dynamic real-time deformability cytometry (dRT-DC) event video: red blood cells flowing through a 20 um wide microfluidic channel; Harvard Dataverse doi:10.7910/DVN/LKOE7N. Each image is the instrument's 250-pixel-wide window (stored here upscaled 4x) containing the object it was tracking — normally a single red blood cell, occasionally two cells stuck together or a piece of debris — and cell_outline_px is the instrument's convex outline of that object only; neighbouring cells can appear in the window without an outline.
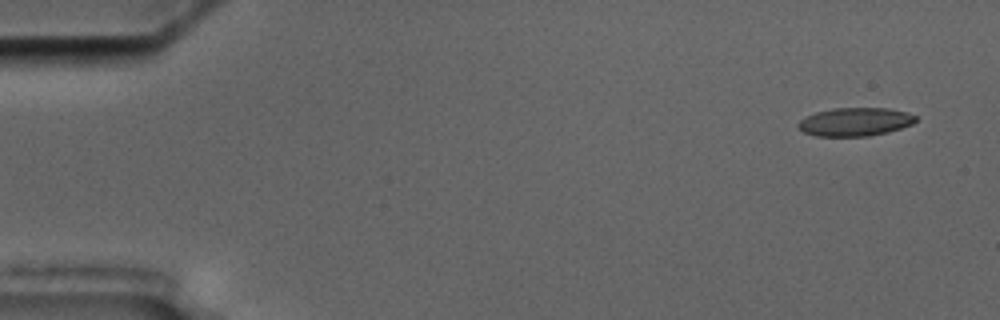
{"species": "common noctule bat (a hibernating species)", "species_latin": "Nyctalus noctula", "temperature_condition": "cold", "stored_images_in_passage": 15, "camera_frame_rate_fps": 3000, "um_per_image_px": 0.085, "animal": {"sex": "male", "body_mass_g": 17.5, "forearm_length_mm": 52.3}, "frame": {"image": 1, "passage_image": 2, "time_ms": 1.0, "image_size_px": [1000, 320], "cell_outline_px": [[916, 120], [912, 124], [888, 132], [868, 136], [816, 136], [804, 132], [796, 128], [796, 124], [804, 116], [816, 112], [832, 108], [888, 108], [908, 112], [916, 116]], "centroid_in_image_um": [72.64, 10.35], "position_along_channel_um": 12.4, "area_um2": 19.59}}
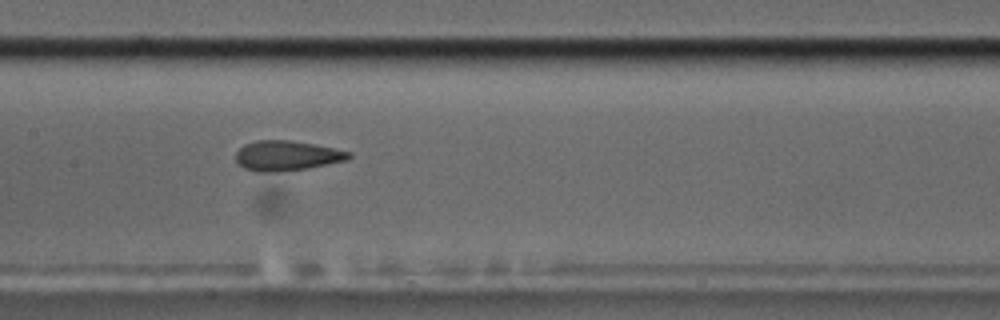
{"frame": {"image": 2, "passage_image": 8, "time_ms": 9.333, "image_size_px": [1000, 320], "cell_outline_px": [[352, 156], [348, 160], [308, 168], [276, 172], [256, 172], [244, 168], [236, 160], [236, 152], [244, 144], [256, 140], [292, 140], [316, 144], [352, 152]], "centroid_in_image_um": [24.4, 13.23], "position_along_channel_um": 183.0, "area_um2": 19.94}}
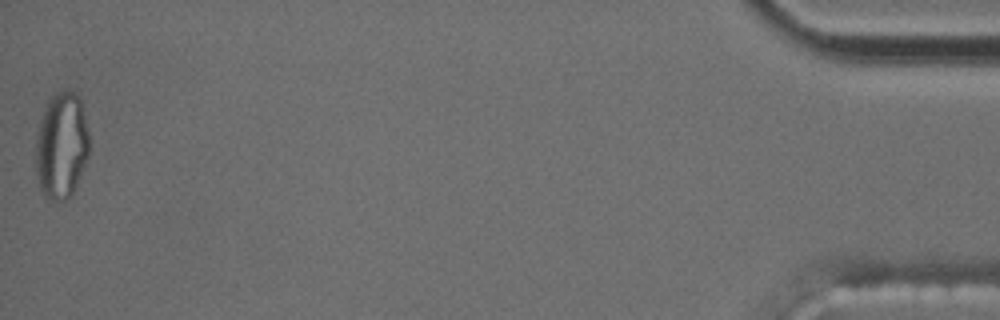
{"frame": {"image": 3, "passage_image": 15, "time_ms": 19.0, "image_size_px": [1000, 320], "cell_outline_px": [[88, 156], [76, 184], [72, 192], [64, 200], [52, 200], [44, 196], [40, 188], [36, 172], [36, 140], [40, 124], [44, 112], [52, 96], [68, 88], [76, 92], [80, 96], [88, 132]], "centroid_in_image_um": [5.23, 12.36], "position_along_channel_um": 430.0, "area_um2": 32.66}, "authors_computed_cell_mechanics": {"area_um2": 19.8254, "velocity_mm_per_s": 3.517, "shape_relaxation_time_tau1_ms": null, "shape_relaxation_time_tau2_ms": 1.4247, "deformation_change_tau1": null, "deformation_change_tau2": 0.0474}}